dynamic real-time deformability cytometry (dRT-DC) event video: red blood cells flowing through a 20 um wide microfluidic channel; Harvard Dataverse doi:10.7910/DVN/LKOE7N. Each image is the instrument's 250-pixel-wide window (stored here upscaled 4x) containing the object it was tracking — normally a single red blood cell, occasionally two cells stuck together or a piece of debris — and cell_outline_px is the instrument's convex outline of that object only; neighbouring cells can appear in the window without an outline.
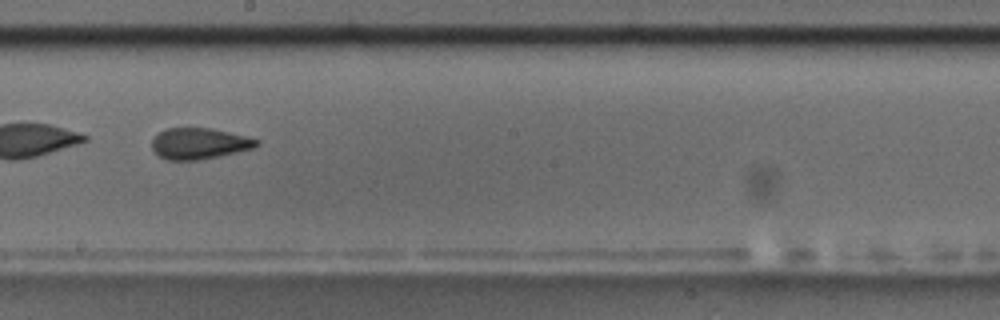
{"species": "common noctule bat (a hibernating species)", "species_latin": "Nyctalus noctula", "temperature_condition": "room temperature", "stored_images_in_passage": 10, "camera_frame_rate_fps": 3000, "um_per_image_px": 0.085, "animal": {"sex": "male", "body_mass_g": 17.5, "forearm_length_mm": 52.3}, "frame": {"image": 1, "passage_image": 9, "time_ms": 9.333, "image_size_px": [1000, 320], "cell_outline_px": [[260, 144], [256, 148], [200, 160], [164, 160], [152, 148], [152, 140], [160, 132], [168, 128], [212, 128], [260, 140]], "centroid_in_image_um": [16.96, 12.21], "position_along_channel_um": 231.2, "area_um2": 18.96}}